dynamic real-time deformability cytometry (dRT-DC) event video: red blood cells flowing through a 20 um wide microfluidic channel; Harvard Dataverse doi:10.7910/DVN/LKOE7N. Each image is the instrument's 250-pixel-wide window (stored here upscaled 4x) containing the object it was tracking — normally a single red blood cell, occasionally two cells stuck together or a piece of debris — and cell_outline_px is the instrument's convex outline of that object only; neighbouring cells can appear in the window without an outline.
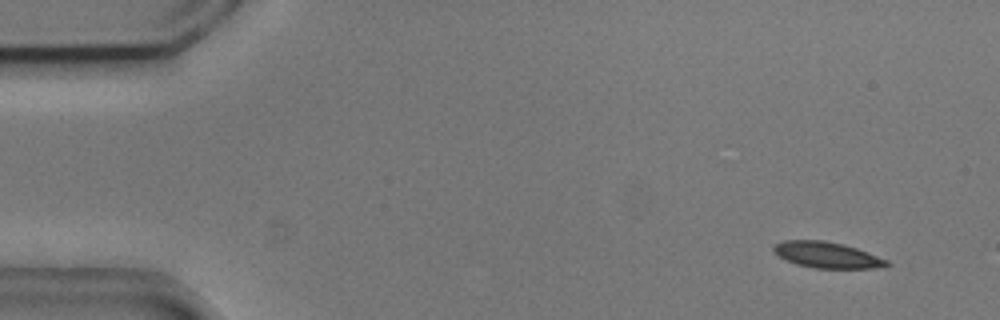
{"species": "common noctule bat (a hibernating species)", "species_latin": "Nyctalus noctula", "temperature_condition": "cold", "stored_images_in_passage": 5, "segment_of_instrument_passage": [2, 2], "camera_frame_rate_fps": 3000, "um_per_image_px": 0.085, "animal": {"sex": "male", "body_mass_g": 20.5, "forearm_length_mm": 52.5}, "frame": {"image": 1, "passage_image": 5, "time_ms": 1.333, "image_size_px": [1000, 320], "cell_outline_px": [[892, 264], [872, 268], [812, 268], [796, 264], [780, 256], [772, 248], [776, 244], [784, 240], [824, 240], [856, 248], [868, 252], [888, 260]], "centroid_in_image_um": [70.31, 21.67], "position_along_channel_um": 14.7, "area_um2": 16.88}}